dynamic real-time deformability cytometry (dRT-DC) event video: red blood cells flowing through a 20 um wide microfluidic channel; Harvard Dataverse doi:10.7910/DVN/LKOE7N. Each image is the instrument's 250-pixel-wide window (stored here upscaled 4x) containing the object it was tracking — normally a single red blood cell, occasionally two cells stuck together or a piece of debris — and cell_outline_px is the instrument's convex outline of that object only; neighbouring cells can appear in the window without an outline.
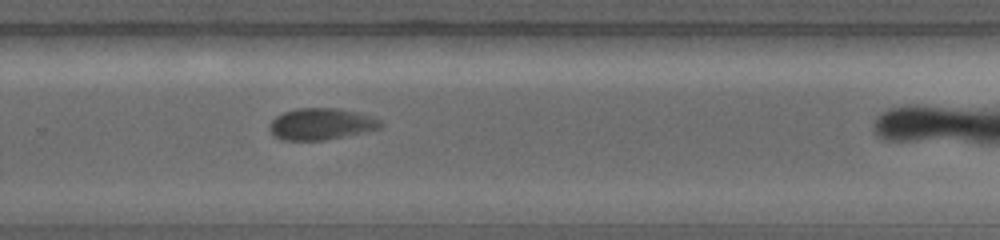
{"species": "common noctule bat (a hibernating species)", "species_latin": "Nyctalus noctula", "temperature_condition": "warm", "stored_images_in_passage": 16, "camera_frame_rate_fps": 5000, "um_per_image_px": 0.085, "animal": {"sex": "female", "body_mass_g": 19.0, "forearm_length_mm": 56.7}, "frame": {"image": 1, "passage_image": 12, "time_ms": 4.4, "image_size_px": [1000, 240], "cell_outline_px": [[384, 124], [380, 128], [368, 132], [324, 140], [284, 140], [276, 136], [268, 128], [268, 124], [276, 116], [284, 112], [296, 108], [340, 108], [372, 116], [380, 120]], "centroid_in_image_um": [27.33, 10.54], "position_along_channel_um": 302.5, "area_um2": 20.58}}